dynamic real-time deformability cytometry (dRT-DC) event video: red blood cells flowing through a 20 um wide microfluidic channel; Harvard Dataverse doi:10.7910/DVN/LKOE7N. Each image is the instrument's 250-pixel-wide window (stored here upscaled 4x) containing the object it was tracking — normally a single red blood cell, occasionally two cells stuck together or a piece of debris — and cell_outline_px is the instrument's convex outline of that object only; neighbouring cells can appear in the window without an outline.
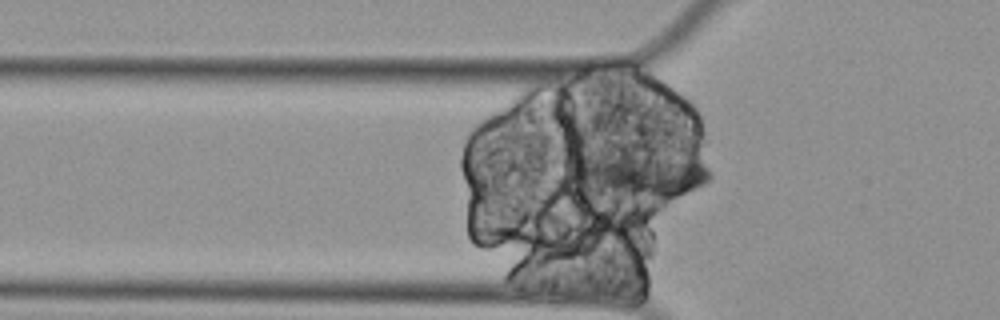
{"species": "Egyptian fruit bat (a non-hibernating species)", "species_latin": "Rousettus aegyptiacus", "temperature_condition": "cold", "stored_images_in_passage": 28, "segment_of_instrument_passage": [2, 3], "camera_frame_rate_fps": 3000, "um_per_image_px": 0.085, "animal": {"sex": "female"}, "frame": {"image": 1, "passage_image": 7, "time_ms": 2.0, "image_size_px": [1000, 320], "cell_outline_px": [[712, 176], [704, 184], [696, 188], [660, 204], [588, 188], [564, 168], [588, 156], [652, 148], [696, 160], [704, 164], [712, 172]], "centroid_in_image_um": [54.52, 14.81], "position_along_channel_um": 71.3, "area_um2": 38.55}}